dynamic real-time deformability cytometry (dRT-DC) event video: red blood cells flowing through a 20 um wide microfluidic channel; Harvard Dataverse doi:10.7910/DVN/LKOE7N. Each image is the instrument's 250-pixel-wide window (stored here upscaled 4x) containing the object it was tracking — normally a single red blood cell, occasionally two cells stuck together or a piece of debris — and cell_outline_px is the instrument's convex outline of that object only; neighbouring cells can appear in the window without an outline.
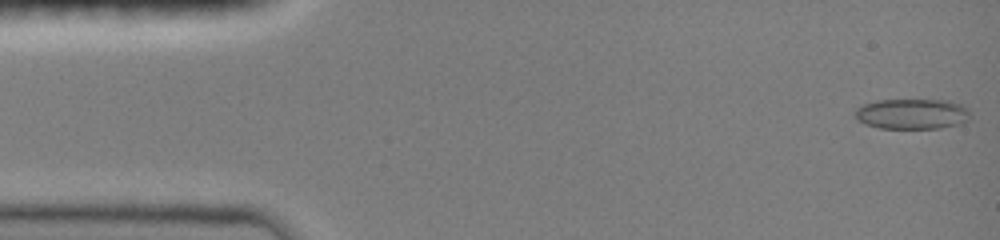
{"species": "common noctule bat (a hibernating species)", "species_latin": "Nyctalus noctula", "temperature_condition": "room temperature", "stored_images_in_passage": 15, "camera_frame_rate_fps": 3000, "um_per_image_px": 0.085, "animal": {"sex": "female", "body_mass_g": 19.0, "forearm_length_mm": 51.5}, "frame": {"image": 1, "passage_image": 1, "time_ms": 0.0, "image_size_px": [1000, 240], "cell_outline_px": [[968, 120], [960, 124], [940, 128], [880, 128], [864, 124], [856, 116], [856, 108], [864, 104], [876, 100], [948, 100], [964, 104], [968, 112]], "centroid_in_image_um": [77.55, 9.67], "position_along_channel_um": 7.5, "area_um2": 20.35}}
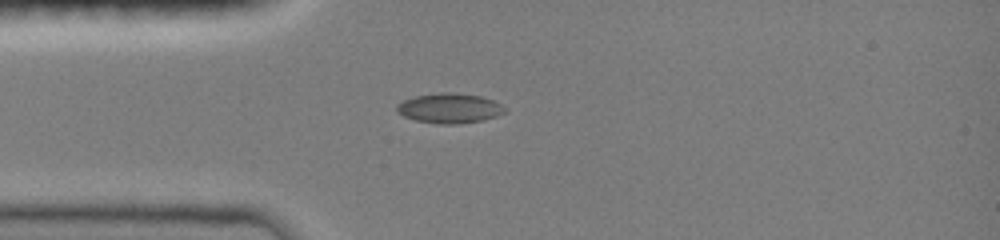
{"frame": {"image": 2, "passage_image": 9, "time_ms": 3.667, "image_size_px": [1000, 240], "cell_outline_px": [[508, 108], [504, 112], [496, 116], [484, 120], [456, 124], [440, 124], [416, 120], [404, 116], [396, 112], [396, 104], [404, 100], [416, 96], [440, 92], [452, 92], [480, 96], [492, 100]], "centroid_in_image_um": [38.2, 9.2], "position_along_channel_um": 46.8, "area_um2": 18.79}}
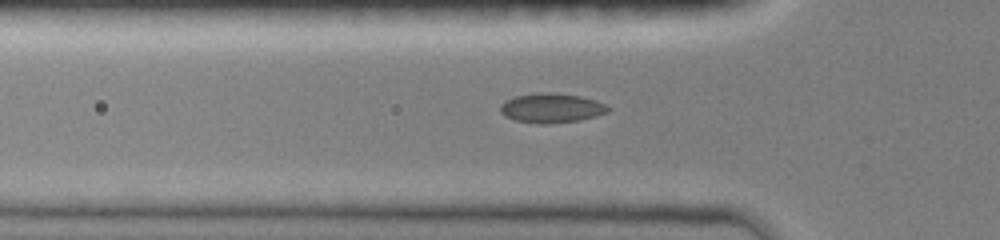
{"frame": {"image": 3, "passage_image": 12, "time_ms": 4.667, "image_size_px": [1000, 240], "cell_outline_px": [[612, 108], [608, 112], [596, 116], [580, 120], [544, 124], [540, 124], [516, 120], [504, 116], [500, 112], [500, 104], [504, 100], [516, 96], [540, 92], [552, 92], [580, 96], [596, 100], [608, 104]], "centroid_in_image_um": [46.9, 9.17], "position_along_channel_um": 78.9, "area_um2": 18.73}}